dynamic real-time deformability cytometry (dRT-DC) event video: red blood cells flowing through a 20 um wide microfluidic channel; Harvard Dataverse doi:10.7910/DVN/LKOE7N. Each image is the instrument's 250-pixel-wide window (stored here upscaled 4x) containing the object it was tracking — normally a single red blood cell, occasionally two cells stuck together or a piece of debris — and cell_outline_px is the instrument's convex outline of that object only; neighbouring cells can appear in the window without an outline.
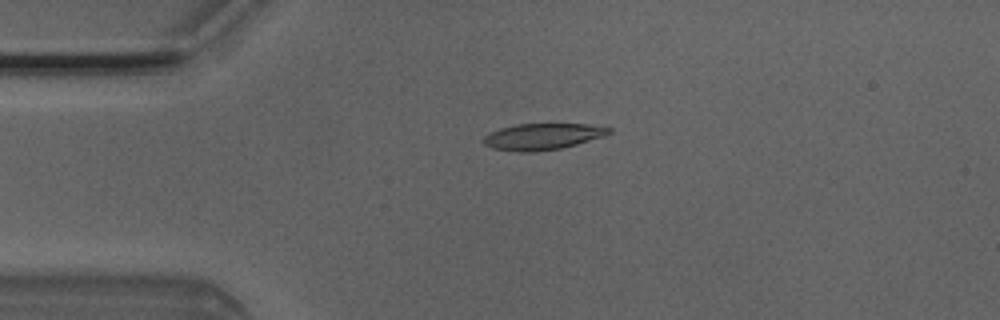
{"species": "Egyptian fruit bat (a non-hibernating species)", "species_latin": "Rousettus aegyptiacus", "temperature_condition": "room temperature", "stored_images_in_passage": 7, "camera_frame_rate_fps": 3000, "um_per_image_px": 0.085, "animal": {"sex": "male"}, "frame": {"image": 1, "passage_image": 3, "time_ms": 0.667, "image_size_px": [1000, 320], "cell_outline_px": [[612, 132], [604, 136], [576, 144], [560, 148], [536, 152], [520, 152], [492, 148], [484, 144], [484, 136], [500, 128], [516, 124], [588, 124], [612, 128]], "centroid_in_image_um": [46.13, 11.6], "position_along_channel_um": 38.9, "area_um2": 19.13}}